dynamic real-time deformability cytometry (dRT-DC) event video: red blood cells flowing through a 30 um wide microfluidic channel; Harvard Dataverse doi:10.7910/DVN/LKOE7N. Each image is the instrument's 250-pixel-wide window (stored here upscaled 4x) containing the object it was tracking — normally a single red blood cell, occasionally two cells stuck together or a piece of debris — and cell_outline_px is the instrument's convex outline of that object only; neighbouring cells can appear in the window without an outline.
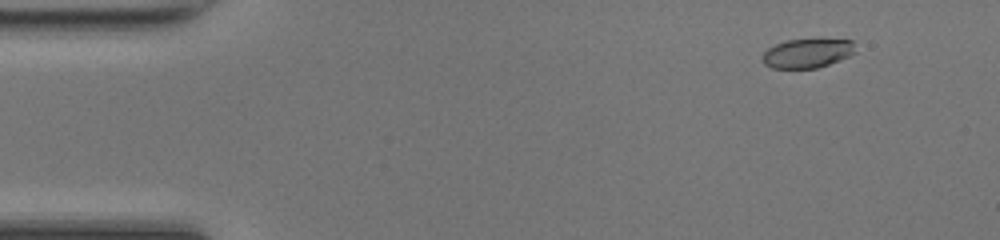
{"species": "common noctule bat (a hibernating species)", "species_latin": "Nyctalus noctula", "temperature_condition": "room temperature", "stored_images_in_passage": 45, "camera_frame_rate_fps": 3000, "um_per_image_px": 0.085, "animal": {"sex": "female", "body_mass_g": 17.0, "forearm_length_mm": 48.0}, "frame": {"image": 1, "passage_image": 1, "time_ms": 0.0, "image_size_px": [1000, 240], "cell_outline_px": [[856, 52], [840, 60], [816, 68], [772, 68], [764, 64], [764, 52], [768, 48], [776, 44], [788, 40], [852, 40]], "centroid_in_image_um": [68.63, 4.54], "position_along_channel_um": 16.4, "area_um2": 15.43}}
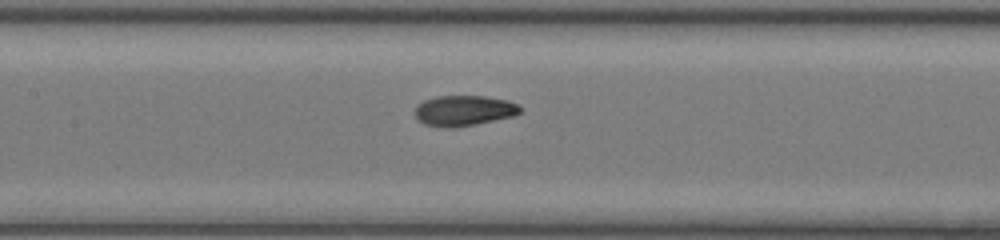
{"frame": {"image": 2, "passage_image": 19, "time_ms": 6.0, "image_size_px": [1000, 240], "cell_outline_px": [[520, 112], [512, 116], [452, 128], [424, 124], [416, 116], [416, 108], [424, 100], [436, 96], [484, 96], [508, 100], [520, 104]], "centroid_in_image_um": [39.45, 9.38], "position_along_channel_um": 167.9, "area_um2": 18.26}}
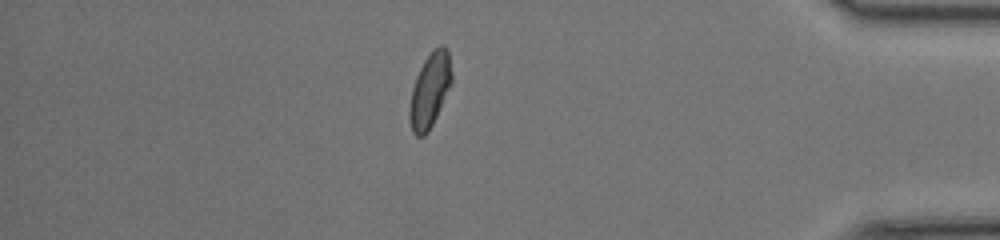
{"frame": {"image": 3, "passage_image": 38, "time_ms": 12.333, "image_size_px": [1000, 240], "cell_outline_px": [[452, 84], [428, 132], [424, 136], [416, 136], [412, 132], [408, 116], [408, 108], [412, 88], [416, 76], [424, 60], [432, 48], [440, 44], [444, 44], [448, 48], [452, 72]], "centroid_in_image_um": [36.54, 7.63], "position_along_channel_um": 398.7, "area_um2": 18.67}, "authors_computed_cell_mechanics": {"area_um2": 18.4382, "velocity_mm_per_s": 4.2835, "shape_relaxation_time_tau1_ms": 2.4735, "shape_relaxation_time_tau2_ms": 1.3593, "deformation_change_tau1": 0.1478, "deformation_change_tau2": 0.0662}}